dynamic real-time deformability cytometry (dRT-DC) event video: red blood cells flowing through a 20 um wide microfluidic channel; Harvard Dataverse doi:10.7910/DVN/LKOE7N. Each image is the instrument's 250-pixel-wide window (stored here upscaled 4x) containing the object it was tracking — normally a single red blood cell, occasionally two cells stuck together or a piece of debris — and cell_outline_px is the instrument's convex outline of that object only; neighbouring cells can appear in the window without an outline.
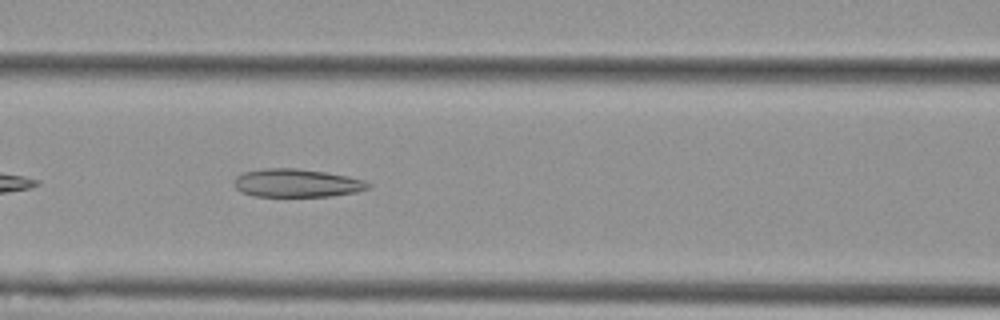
{"species": "Egyptian fruit bat (a non-hibernating species)", "species_latin": "Rousettus aegyptiacus", "temperature_condition": "cold", "stored_images_in_passage": 38, "camera_frame_rate_fps": 3000, "um_per_image_px": 0.085, "animal": {"sex": "female"}, "frame": {"image": 1, "passage_image": 8, "time_ms": 2.333, "image_size_px": [1000, 320], "cell_outline_px": [[372, 188], [356, 192], [332, 196], [256, 196], [240, 192], [236, 188], [236, 176], [244, 172], [264, 168], [296, 168], [324, 172], [348, 176], [364, 180], [372, 184]], "centroid_in_image_um": [25.28, 15.56], "position_along_channel_um": 141.3, "area_um2": 22.02}}
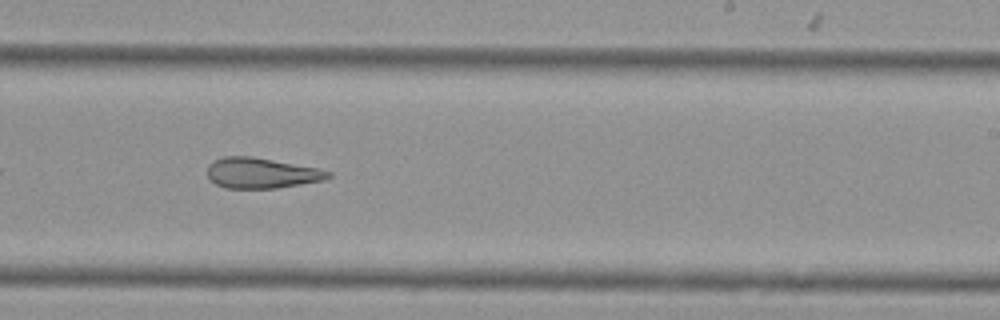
{"frame": {"image": 2, "passage_image": 18, "time_ms": 5.667, "image_size_px": [1000, 320], "cell_outline_px": [[332, 176], [324, 180], [276, 188], [228, 188], [216, 184], [208, 176], [208, 164], [212, 160], [224, 156], [252, 156], [320, 168], [332, 172]], "centroid_in_image_um": [22.24, 14.69], "position_along_channel_um": 266.8, "area_um2": 21.56}}
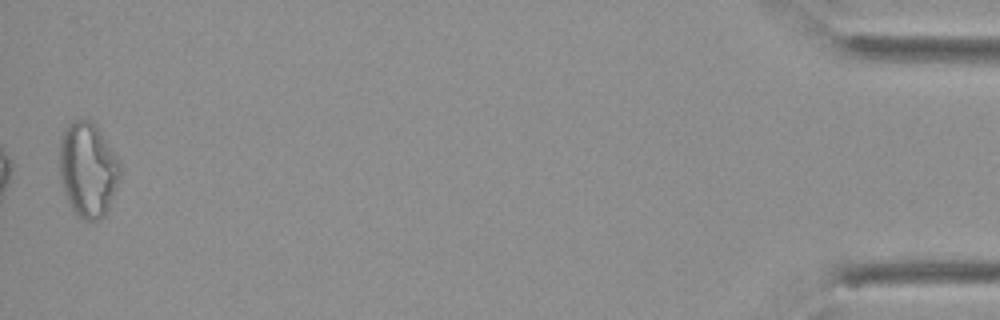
{"frame": {"image": 3, "passage_image": 38, "time_ms": 12.333, "image_size_px": [1000, 320], "cell_outline_px": [[120, 176], [108, 208], [104, 216], [92, 224], [76, 216], [64, 192], [60, 180], [60, 136], [64, 128], [72, 120], [88, 120], [96, 124], [120, 164]], "centroid_in_image_um": [7.44, 14.44], "position_along_channel_um": 427.8, "area_um2": 33.47}, "authors_computed_cell_mechanics": {"area_um2": 22.5998, "velocity_mm_per_s": 3.777, "shape_relaxation_time_tau1_ms": null, "shape_relaxation_time_tau2_ms": 5.2972, "deformation_change_tau1": null, "deformation_change_tau2": 0.1738}}